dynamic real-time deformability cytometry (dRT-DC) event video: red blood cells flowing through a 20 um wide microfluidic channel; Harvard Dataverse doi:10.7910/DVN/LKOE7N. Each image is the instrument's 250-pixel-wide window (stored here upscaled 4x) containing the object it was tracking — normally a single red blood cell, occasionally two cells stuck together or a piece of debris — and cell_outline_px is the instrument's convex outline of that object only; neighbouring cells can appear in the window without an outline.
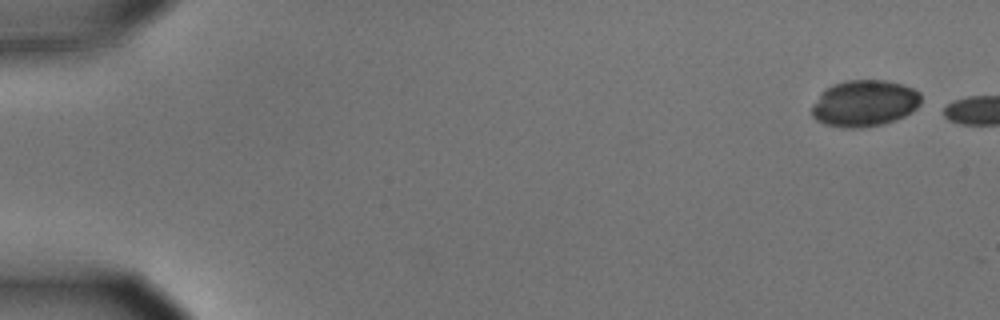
{"species": "common noctule bat (a hibernating species)", "species_latin": "Nyctalus noctula", "temperature_condition": "cold", "stored_images_in_passage": 3, "camera_frame_rate_fps": 3000, "um_per_image_px": 0.085, "animal": {"sex": "male", "body_mass_g": 15.6}, "frame": {"image": 1, "passage_image": 1, "time_ms": 0.0, "image_size_px": [1000, 320], "cell_outline_px": [[920, 104], [912, 112], [904, 116], [880, 124], [860, 128], [848, 128], [824, 124], [816, 120], [812, 116], [812, 104], [820, 92], [832, 84], [848, 80], [884, 80], [900, 84], [912, 88], [920, 92]], "centroid_in_image_um": [73.44, 8.77], "position_along_channel_um": 11.6, "area_um2": 29.54}}